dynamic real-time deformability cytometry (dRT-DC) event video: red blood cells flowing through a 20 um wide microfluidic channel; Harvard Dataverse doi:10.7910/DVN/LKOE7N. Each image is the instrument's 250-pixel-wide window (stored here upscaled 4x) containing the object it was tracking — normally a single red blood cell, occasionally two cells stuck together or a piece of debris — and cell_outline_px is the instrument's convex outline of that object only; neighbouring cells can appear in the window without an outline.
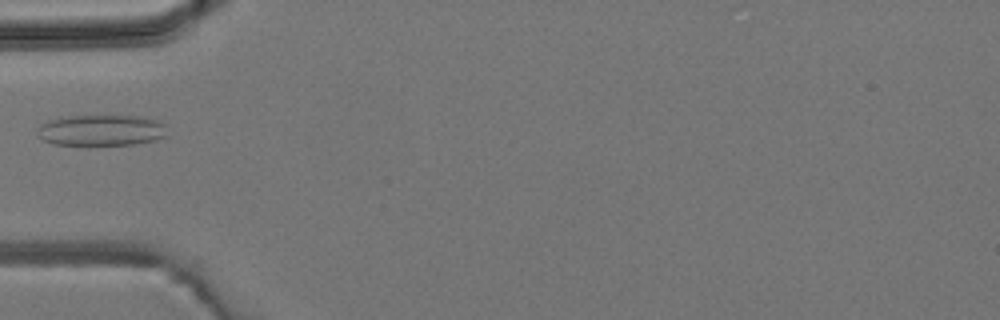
{"species": "common noctule bat (a hibernating species)", "species_latin": "Nyctalus noctula", "temperature_condition": "room temperature", "stored_images_in_passage": 5, "camera_frame_rate_fps": 3000, "um_per_image_px": 0.085, "animal": {"sex": "male", "body_mass_g": 19.2, "forearm_length_mm": 51.8}, "frame": {"image": 1, "passage_image": 5, "time_ms": 4.667, "image_size_px": [1000, 320], "cell_outline_px": [[168, 136], [156, 140], [132, 144], [52, 144], [44, 140], [36, 132], [36, 128], [40, 124], [48, 120], [68, 116], [140, 116], [156, 120], [164, 124]], "centroid_in_image_um": [8.61, 11.06], "position_along_channel_um": 76.4, "area_um2": 23.35}}